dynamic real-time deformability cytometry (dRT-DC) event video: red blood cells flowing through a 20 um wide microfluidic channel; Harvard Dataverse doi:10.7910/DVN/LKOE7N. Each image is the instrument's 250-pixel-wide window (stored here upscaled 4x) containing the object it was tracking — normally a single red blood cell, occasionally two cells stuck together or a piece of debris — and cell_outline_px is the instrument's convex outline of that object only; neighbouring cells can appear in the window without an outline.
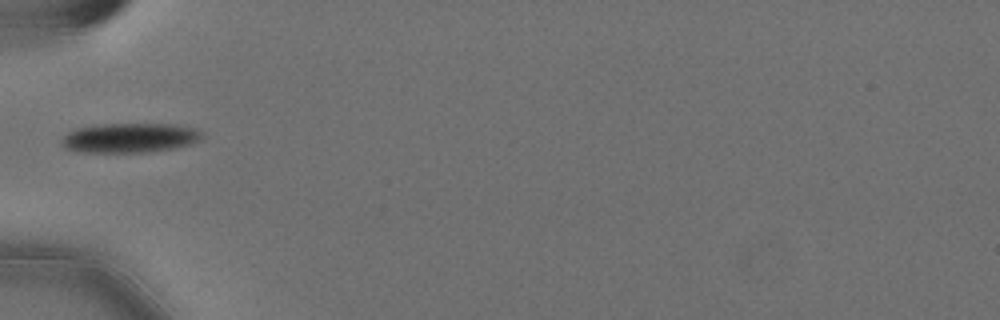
{"species": "Egyptian fruit bat (a non-hibernating species)", "species_latin": "Rousettus aegyptiacus", "temperature_condition": "cold", "stored_images_in_passage": 38, "camera_frame_rate_fps": 3000, "um_per_image_px": 0.085, "animal": {"sex": "female"}, "frame": {"image": 1, "passage_image": 1, "time_ms": 0.0, "image_size_px": [1000, 320], "cell_outline_px": [[204, 136], [192, 144], [172, 148], [148, 152], [80, 152], [64, 148], [60, 144], [60, 140], [68, 132], [76, 128], [100, 124], [172, 124], [196, 128]], "centroid_in_image_um": [11.0, 11.71], "position_along_channel_um": 74.0, "area_um2": 24.28}}
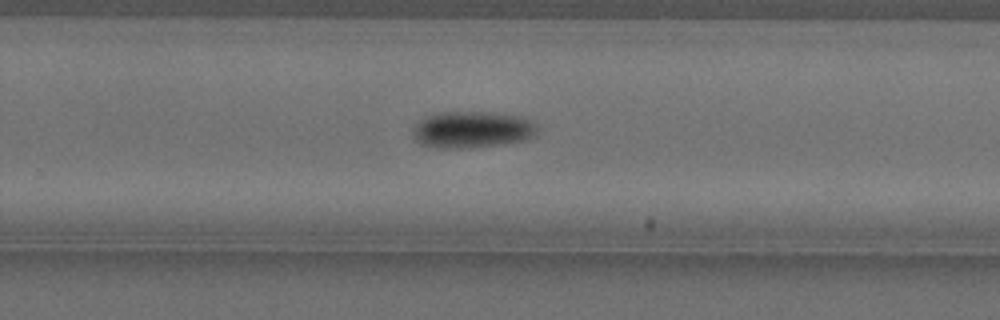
{"frame": {"image": 2, "passage_image": 19, "time_ms": 6.0, "image_size_px": [1000, 320], "cell_outline_px": [[536, 132], [532, 136], [524, 140], [504, 144], [460, 148], [444, 148], [420, 144], [416, 140], [412, 132], [416, 124], [424, 116], [440, 112], [496, 112], [524, 116], [532, 120], [536, 124]], "centroid_in_image_um": [40.15, 10.99], "position_along_channel_um": 289.6, "area_um2": 26.7}}
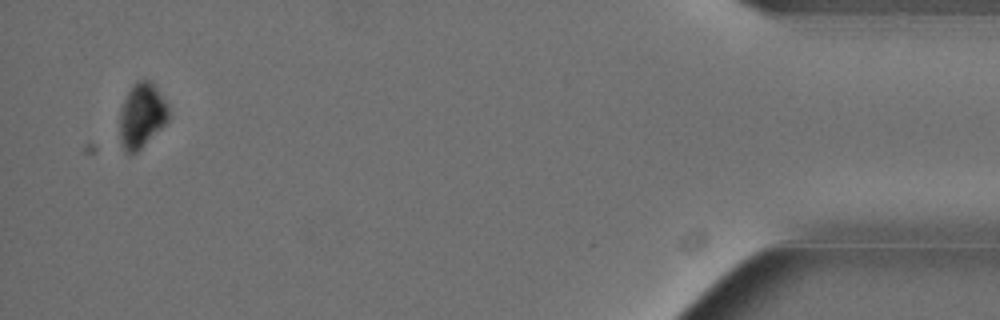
{"frame": {"image": 3, "passage_image": 36, "time_ms": 11.667, "image_size_px": [1000, 320], "cell_outline_px": [[168, 120], [136, 152], [128, 152], [124, 148], [120, 140], [120, 108], [132, 84], [136, 80], [148, 80], [156, 88], [168, 104]], "centroid_in_image_um": [12.03, 9.77], "position_along_channel_um": 423.2, "area_um2": 17.92}, "authors_computed_cell_mechanics": {"area_um2": 24.4783, "velocity_mm_per_s": 3.5867, "shape_relaxation_time_tau1_ms": 5.6762, "shape_relaxation_time_tau2_ms": null, "deformation_change_tau1": 0.1458, "deformation_change_tau2": null}}